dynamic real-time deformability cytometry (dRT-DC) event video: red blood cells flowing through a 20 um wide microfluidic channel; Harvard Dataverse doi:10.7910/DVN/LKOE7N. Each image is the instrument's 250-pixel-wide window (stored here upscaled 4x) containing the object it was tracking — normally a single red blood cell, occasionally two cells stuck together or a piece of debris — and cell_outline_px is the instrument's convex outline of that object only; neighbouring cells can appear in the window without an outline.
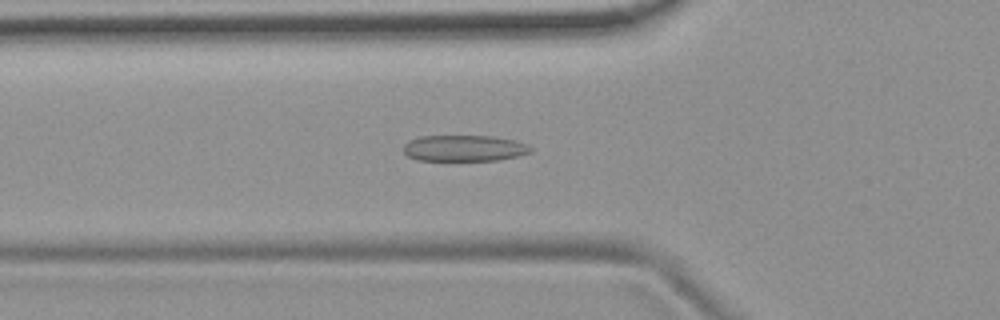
{"species": "common noctule bat (a hibernating species)", "species_latin": "Nyctalus noctula", "temperature_condition": "room temperature", "stored_images_in_passage": 53, "camera_frame_rate_fps": 3000, "um_per_image_px": 0.085, "animal": {"sex": "female", "body_mass_g": 19.9}, "frame": {"image": 1, "passage_image": 18, "time_ms": 5.667, "image_size_px": [1000, 320], "cell_outline_px": [[532, 152], [516, 156], [496, 160], [416, 160], [408, 156], [404, 152], [404, 144], [408, 140], [420, 136], [492, 136], [516, 140], [528, 144], [532, 148]], "centroid_in_image_um": [39.46, 12.59], "position_along_channel_um": 86.3, "area_um2": 19.42}}
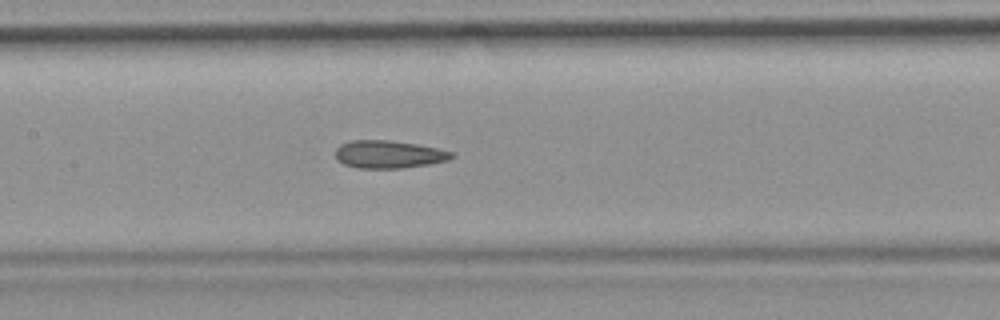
{"frame": {"image": 2, "passage_image": 25, "time_ms": 8.0, "image_size_px": [1000, 320], "cell_outline_px": [[456, 156], [448, 160], [428, 164], [404, 168], [356, 168], [344, 164], [336, 160], [336, 148], [340, 144], [352, 140], [388, 140], [416, 144], [436, 148], [452, 152]], "centroid_in_image_um": [33.02, 13.12], "position_along_channel_um": 174.4, "area_um2": 18.79}}
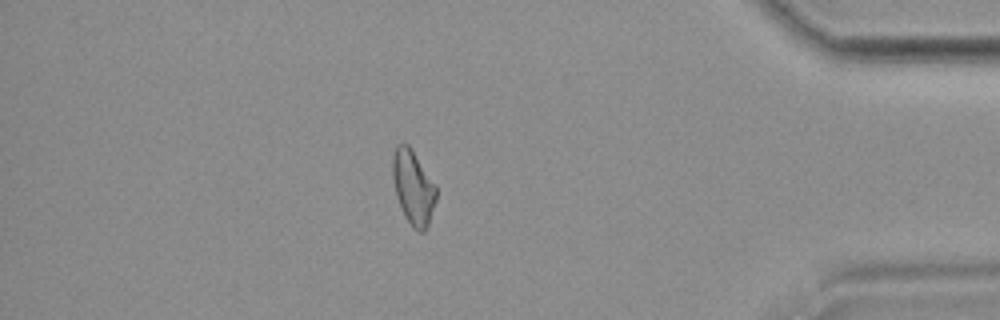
{"frame": {"image": 3, "passage_image": 46, "time_ms": 15.0, "image_size_px": [1000, 320], "cell_outline_px": [[436, 200], [428, 224], [424, 232], [420, 232], [412, 228], [404, 216], [396, 196], [392, 176], [392, 156], [396, 144], [408, 144], [412, 148], [436, 184]], "centroid_in_image_um": [35.11, 15.9], "position_along_channel_um": 400.1, "area_um2": 19.13}, "authors_computed_cell_mechanics": {"area_um2": 19.1318, "velocity_mm_per_s": 3.7548, "shape_relaxation_time_tau1_ms": null, "shape_relaxation_time_tau2_ms": 3.4473, "deformation_change_tau1": null, "deformation_change_tau2": 0.1101}}